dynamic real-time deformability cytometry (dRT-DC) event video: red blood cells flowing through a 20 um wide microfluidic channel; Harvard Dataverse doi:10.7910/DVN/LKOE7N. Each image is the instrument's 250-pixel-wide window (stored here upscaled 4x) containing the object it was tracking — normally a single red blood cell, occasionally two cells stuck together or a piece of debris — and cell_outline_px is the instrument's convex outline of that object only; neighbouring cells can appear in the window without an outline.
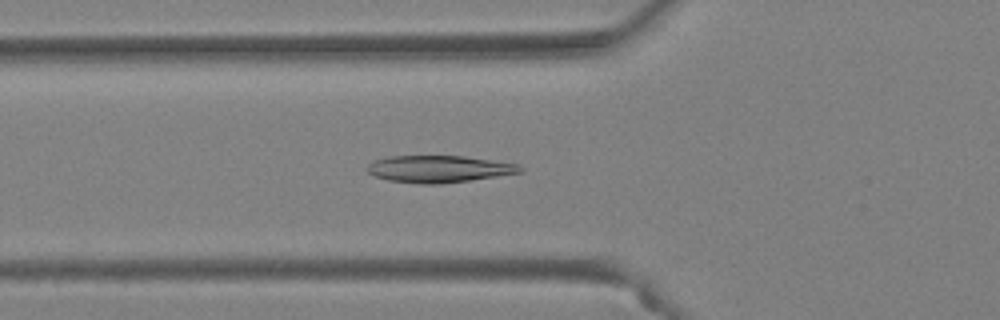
{"species": "Egyptian fruit bat (a non-hibernating species)", "species_latin": "Rousettus aegyptiacus", "temperature_condition": "warm", "stored_images_in_passage": 49, "camera_frame_rate_fps": 3000, "um_per_image_px": 0.085, "animal": {"sex": "female"}, "frame": {"image": 1, "passage_image": 18, "time_ms": 5.667, "image_size_px": [1000, 320], "cell_outline_px": [[524, 172], [440, 184], [420, 184], [388, 180], [376, 176], [368, 172], [364, 168], [372, 160], [388, 156], [464, 156], [516, 164], [524, 168]], "centroid_in_image_um": [37.25, 14.36], "position_along_channel_um": 88.5, "area_um2": 23.99}}
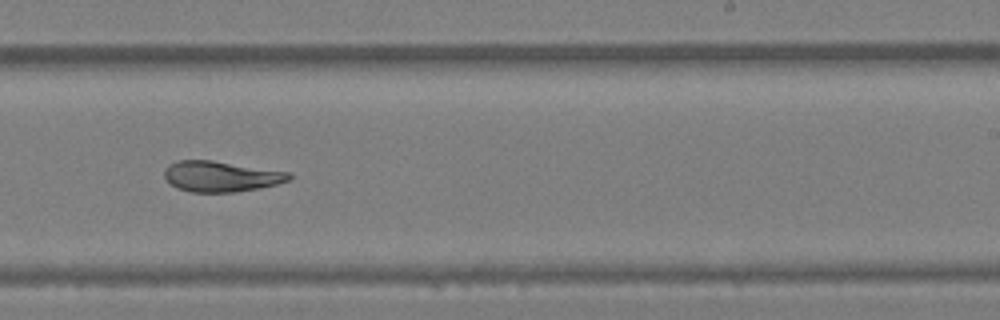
{"frame": {"image": 2, "passage_image": 31, "time_ms": 10.0, "image_size_px": [1000, 320], "cell_outline_px": [[292, 176], [288, 180], [276, 184], [256, 188], [232, 192], [192, 192], [176, 188], [164, 176], [164, 168], [168, 164], [176, 160], [212, 160], [292, 172]], "centroid_in_image_um": [18.76, 14.97], "position_along_channel_um": 270.2, "area_um2": 22.25}}
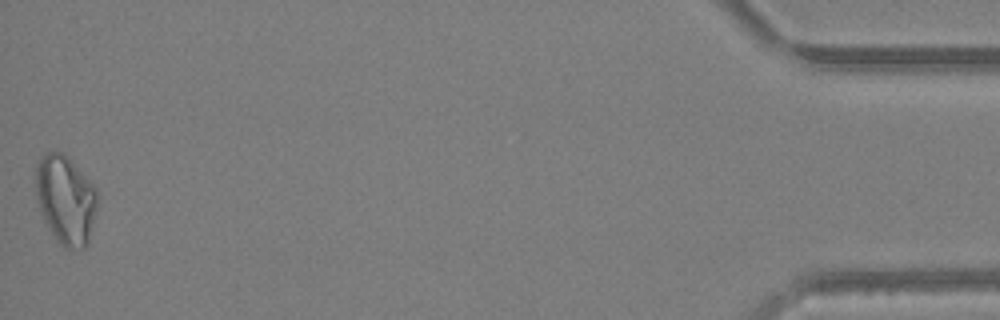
{"frame": {"image": 3, "passage_image": 49, "time_ms": 16.0, "image_size_px": [1000, 320], "cell_outline_px": [[96, 208], [92, 228], [88, 244], [84, 248], [64, 248], [60, 244], [44, 220], [36, 200], [36, 164], [40, 156], [48, 152], [64, 152], [68, 156], [96, 188]], "centroid_in_image_um": [5.56, 16.95], "position_along_channel_um": 429.6, "area_um2": 31.79}, "authors_computed_cell_mechanics": {"area_um2": 24.6806, "velocity_mm_per_s": 4.189, "shape_relaxation_time_tau1_ms": null, "shape_relaxation_time_tau2_ms": 3.4533, "deformation_change_tau1": null, "deformation_change_tau2": 0.0986}}